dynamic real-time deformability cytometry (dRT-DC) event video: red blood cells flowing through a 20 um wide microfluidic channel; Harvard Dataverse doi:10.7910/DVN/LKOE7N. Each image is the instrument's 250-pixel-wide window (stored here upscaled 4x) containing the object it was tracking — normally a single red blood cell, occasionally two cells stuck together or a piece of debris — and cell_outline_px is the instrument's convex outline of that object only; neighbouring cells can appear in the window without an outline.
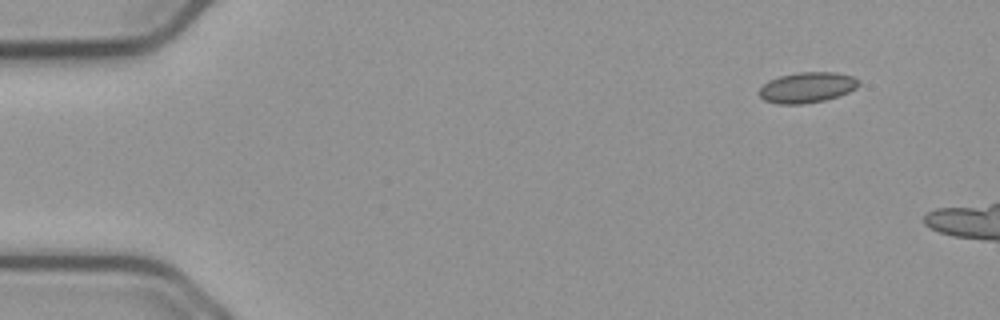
{"species": "common noctule bat (a hibernating species)", "species_latin": "Nyctalus noctula", "temperature_condition": "cold", "stored_images_in_passage": 8, "camera_frame_rate_fps": 3000, "um_per_image_px": 0.085, "animal": {"sex": "male", "body_mass_g": 23.1, "forearm_length_mm": 52.7}, "frame": {"image": 1, "passage_image": 1, "time_ms": 0.0, "image_size_px": [1000, 320], "cell_outline_px": [[860, 84], [856, 88], [848, 92], [824, 100], [804, 104], [780, 104], [764, 100], [760, 96], [760, 88], [764, 84], [780, 76], [800, 72], [832, 72], [852, 76], [860, 80]], "centroid_in_image_um": [68.63, 7.43], "position_along_channel_um": 16.4, "area_um2": 17.46}}